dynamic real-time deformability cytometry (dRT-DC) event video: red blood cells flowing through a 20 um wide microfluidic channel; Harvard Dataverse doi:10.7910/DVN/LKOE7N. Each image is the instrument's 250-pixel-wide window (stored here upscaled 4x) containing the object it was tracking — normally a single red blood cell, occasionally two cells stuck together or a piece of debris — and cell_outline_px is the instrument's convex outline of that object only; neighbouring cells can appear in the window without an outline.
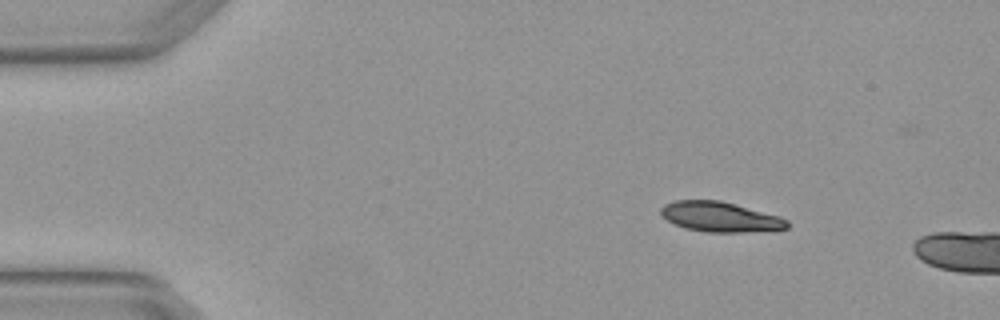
{"species": "Egyptian fruit bat (a non-hibernating species)", "species_latin": "Rousettus aegyptiacus", "temperature_condition": "warm", "stored_images_in_passage": 3, "camera_frame_rate_fps": 3000, "um_per_image_px": 0.085, "animal": {"sex": "female"}, "frame": {"image": 1, "passage_image": 1, "time_ms": 0.0, "image_size_px": [1000, 320], "cell_outline_px": [[788, 228], [740, 232], [708, 232], [684, 228], [660, 216], [660, 208], [664, 204], [676, 200], [720, 200], [736, 204], [780, 216], [788, 220]], "centroid_in_image_um": [61.18, 18.42], "position_along_channel_um": 23.8, "area_um2": 22.02}}